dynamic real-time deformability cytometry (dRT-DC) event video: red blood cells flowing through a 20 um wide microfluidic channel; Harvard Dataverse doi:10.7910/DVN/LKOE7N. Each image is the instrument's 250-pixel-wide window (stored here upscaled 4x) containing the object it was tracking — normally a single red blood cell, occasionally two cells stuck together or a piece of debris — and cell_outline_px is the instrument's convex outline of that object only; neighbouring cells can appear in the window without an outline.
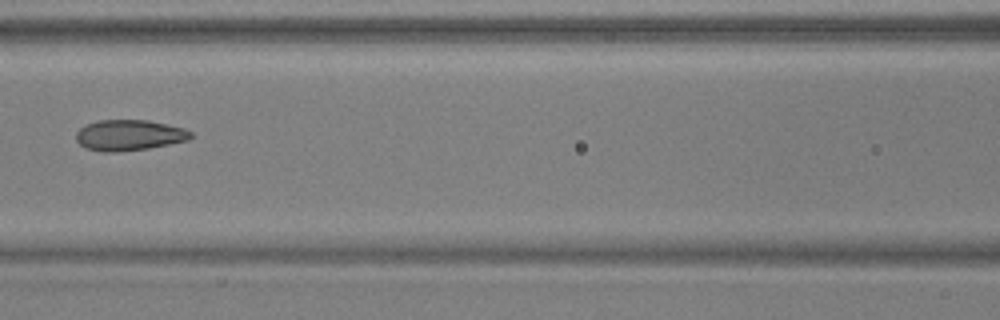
{"species": "common noctule bat (a hibernating species)", "species_latin": "Nyctalus noctula", "temperature_condition": "warm", "stored_images_in_passage": 7, "camera_frame_rate_fps": 3000, "um_per_image_px": 0.085, "animal": {"sex": "male", "body_mass_g": 17.9, "forearm_length_mm": 54.2}, "frame": {"image": 1, "passage_image": 7, "time_ms": 2.0, "image_size_px": [1000, 320], "cell_outline_px": [[192, 136], [188, 140], [148, 148], [116, 152], [104, 152], [84, 148], [76, 140], [76, 132], [80, 128], [88, 124], [100, 120], [148, 120], [184, 128], [192, 132]], "centroid_in_image_um": [10.96, 11.49], "position_along_channel_um": 155.6, "area_um2": 20.46}}